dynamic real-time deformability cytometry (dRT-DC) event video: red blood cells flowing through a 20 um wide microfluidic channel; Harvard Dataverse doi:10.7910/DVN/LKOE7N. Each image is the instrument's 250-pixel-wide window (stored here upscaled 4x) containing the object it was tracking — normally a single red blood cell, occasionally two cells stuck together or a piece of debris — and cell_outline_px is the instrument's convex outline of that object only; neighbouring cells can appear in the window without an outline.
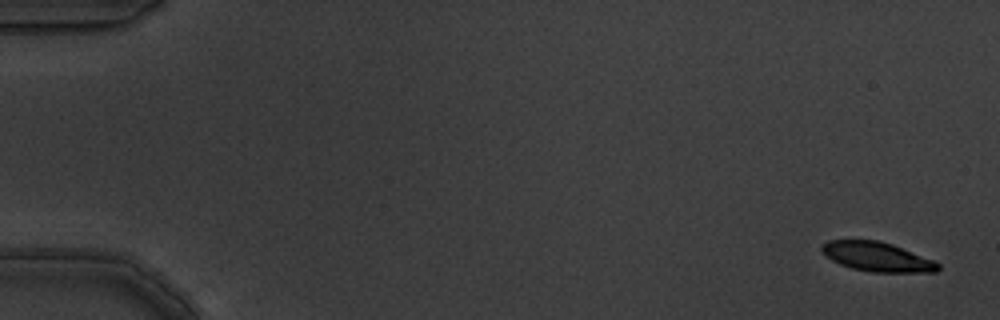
{"species": "common noctule bat (a hibernating species)", "species_latin": "Nyctalus noctula", "temperature_condition": "warm", "stored_images_in_passage": 6, "camera_frame_rate_fps": 3000, "um_per_image_px": 0.085, "animal": {"sex": "male", "body_mass_g": 19.5, "forearm_length_mm": 54.6}, "frame": {"image": 1, "passage_image": 1, "time_ms": 0.0, "image_size_px": [1000, 320], "cell_outline_px": [[940, 268], [936, 272], [872, 272], [852, 268], [840, 264], [824, 256], [820, 252], [820, 244], [828, 240], [880, 240], [892, 244], [932, 260], [940, 264]], "centroid_in_image_um": [74.49, 21.82], "position_along_channel_um": 10.5, "area_um2": 19.94}}